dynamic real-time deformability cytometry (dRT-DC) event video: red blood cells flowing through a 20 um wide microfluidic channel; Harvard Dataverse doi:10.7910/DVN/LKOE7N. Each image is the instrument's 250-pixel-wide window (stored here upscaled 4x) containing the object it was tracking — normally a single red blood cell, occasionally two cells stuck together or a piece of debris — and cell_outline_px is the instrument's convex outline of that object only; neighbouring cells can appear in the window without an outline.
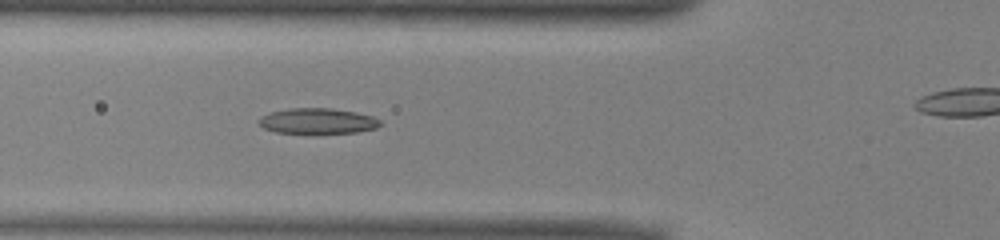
{"species": "common noctule bat (a hibernating species)", "species_latin": "Nyctalus noctula", "temperature_condition": "warm", "stored_images_in_passage": 33, "camera_frame_rate_fps": 3000, "um_per_image_px": 0.085, "animal": {"sex": "male", "body_mass_g": 13.0, "forearm_length_mm": 53.1}, "frame": {"image": 1, "passage_image": 9, "time_ms": 2.667, "image_size_px": [1000, 240], "cell_outline_px": [[380, 124], [376, 128], [356, 132], [276, 132], [264, 128], [260, 124], [260, 116], [272, 112], [292, 108], [328, 108], [356, 112], [372, 116], [380, 120]], "centroid_in_image_um": [27.01, 10.27], "position_along_channel_um": 98.8, "area_um2": 17.51}}
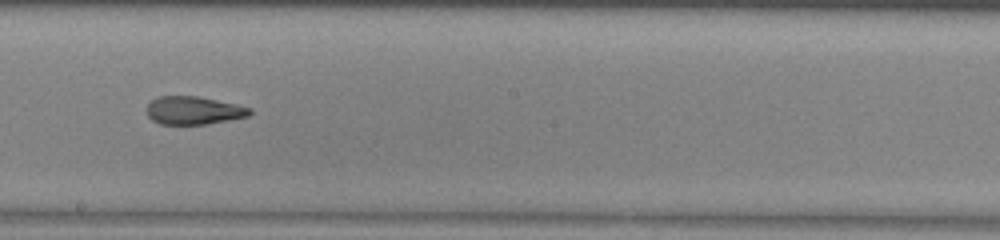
{"frame": {"image": 2, "passage_image": 19, "time_ms": 6.0, "image_size_px": [1000, 240], "cell_outline_px": [[252, 112], [248, 116], [208, 124], [160, 124], [152, 120], [148, 116], [148, 104], [156, 96], [196, 96], [236, 104], [252, 108]], "centroid_in_image_um": [16.46, 9.39], "position_along_channel_um": 231.7, "area_um2": 16.76}}
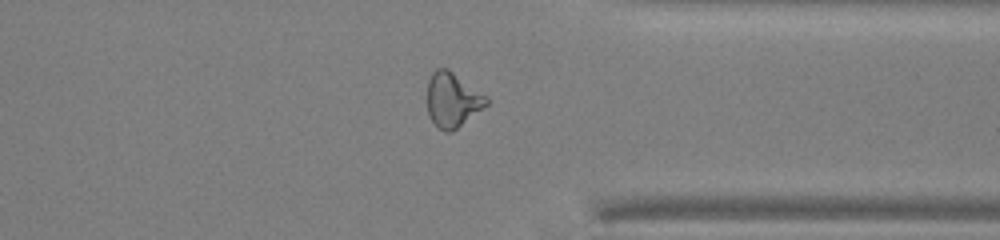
{"frame": {"image": 3, "passage_image": 30, "time_ms": 9.667, "image_size_px": [1000, 240], "cell_outline_px": [[488, 104], [452, 132], [444, 132], [436, 128], [428, 116], [428, 80], [432, 72], [436, 68], [448, 68], [488, 96]], "centroid_in_image_um": [38.45, 8.49], "position_along_channel_um": 372.9, "area_um2": 19.07}}